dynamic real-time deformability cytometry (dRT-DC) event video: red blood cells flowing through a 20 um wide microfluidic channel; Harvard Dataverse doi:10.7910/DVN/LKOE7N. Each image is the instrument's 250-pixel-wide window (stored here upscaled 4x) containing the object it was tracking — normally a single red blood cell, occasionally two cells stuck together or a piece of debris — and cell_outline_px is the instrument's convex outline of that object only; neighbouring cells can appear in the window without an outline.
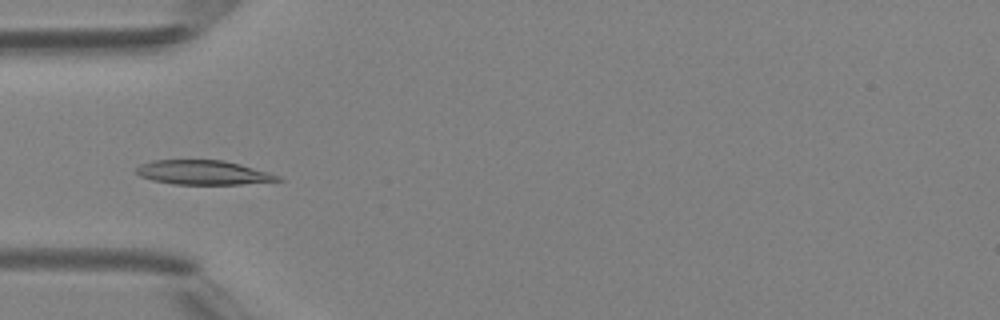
{"species": "Egyptian fruit bat (a non-hibernating species)", "species_latin": "Rousettus aegyptiacus", "temperature_condition": "room temperature", "stored_images_in_passage": 49, "camera_frame_rate_fps": 3000, "um_per_image_px": 0.085, "animal": {"sex": "female"}, "frame": {"image": 1, "passage_image": 16, "time_ms": 5.0, "image_size_px": [1000, 320], "cell_outline_px": [[284, 180], [240, 184], [172, 184], [152, 180], [140, 176], [136, 172], [136, 168], [140, 164], [152, 160], [224, 160], [240, 164], [268, 172], [280, 176]], "centroid_in_image_um": [17.25, 14.66], "position_along_channel_um": 67.7, "area_um2": 20.0}}
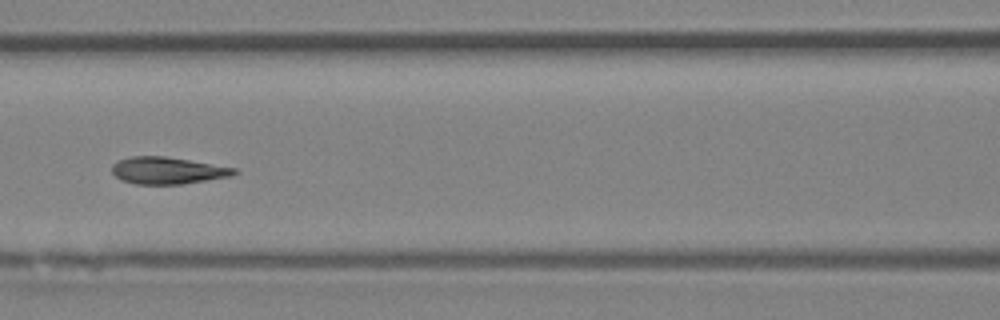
{"frame": {"image": 2, "passage_image": 22, "time_ms": 7.0, "image_size_px": [1000, 320], "cell_outline_px": [[240, 172], [232, 176], [180, 184], [136, 184], [120, 180], [112, 172], [112, 164], [120, 160], [132, 156], [164, 156], [236, 168]], "centroid_in_image_um": [14.24, 14.5], "position_along_channel_um": 152.4, "area_um2": 19.07}}
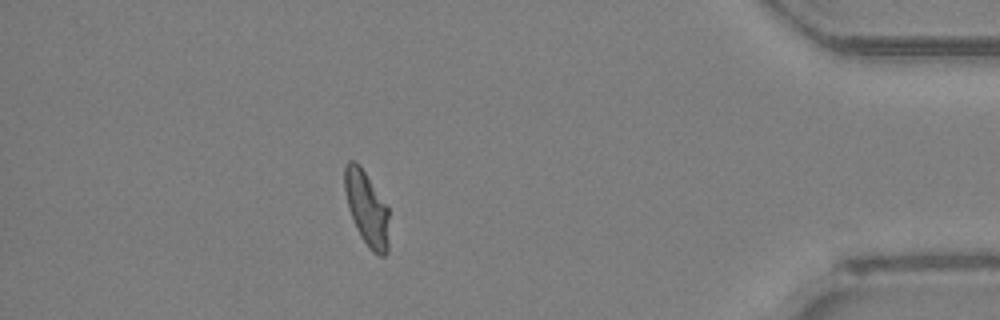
{"frame": {"image": 3, "passage_image": 43, "time_ms": 14.0, "image_size_px": [1000, 320], "cell_outline_px": [[388, 252], [384, 256], [380, 256], [372, 252], [360, 236], [356, 228], [348, 208], [344, 188], [344, 168], [348, 160], [356, 160], [360, 164], [388, 208]], "centroid_in_image_um": [31.15, 17.71], "position_along_channel_um": 404.0, "area_um2": 19.31}, "authors_computed_cell_mechanics": {"area_um2": 19.5364, "velocity_mm_per_s": 4.2617, "shape_relaxation_time_tau1_ms": 2.8517, "shape_relaxation_time_tau2_ms": null, "deformation_change_tau1": 0.1268, "deformation_change_tau2": null}}